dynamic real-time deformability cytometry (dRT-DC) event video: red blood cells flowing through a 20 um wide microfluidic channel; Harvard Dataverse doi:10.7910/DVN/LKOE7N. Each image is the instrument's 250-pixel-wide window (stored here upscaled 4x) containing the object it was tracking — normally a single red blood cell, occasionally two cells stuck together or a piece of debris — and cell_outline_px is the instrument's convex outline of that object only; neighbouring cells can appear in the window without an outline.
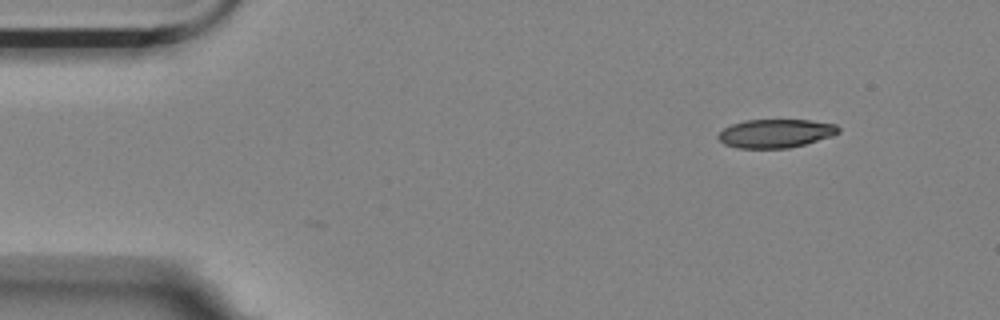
{"species": "Egyptian fruit bat (a non-hibernating species)", "species_latin": "Rousettus aegyptiacus", "temperature_condition": "room temperature", "stored_images_in_passage": 3, "camera_frame_rate_fps": 3000, "um_per_image_px": 0.085, "animal": {"sex": "female"}, "frame": {"image": 1, "passage_image": 3, "time_ms": 0.667, "image_size_px": [1000, 320], "cell_outline_px": [[840, 132], [832, 136], [804, 144], [788, 148], [736, 148], [724, 144], [716, 136], [724, 128], [732, 124], [744, 120], [808, 120], [836, 124], [840, 128]], "centroid_in_image_um": [65.92, 11.34], "position_along_channel_um": 19.1, "area_um2": 20.0}}